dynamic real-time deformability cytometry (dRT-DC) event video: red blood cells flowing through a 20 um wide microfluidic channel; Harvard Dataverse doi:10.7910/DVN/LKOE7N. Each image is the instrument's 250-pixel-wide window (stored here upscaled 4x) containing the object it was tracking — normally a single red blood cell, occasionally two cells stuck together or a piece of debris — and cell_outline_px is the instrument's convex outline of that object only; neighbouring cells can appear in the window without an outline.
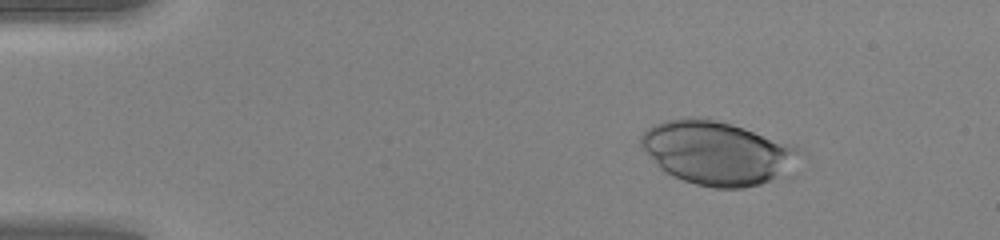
{"species": "human", "species_latin": "Homo sapiens", "temperature_condition": "warm", "stored_images_in_passage": 47, "camera_frame_rate_fps": 3000, "um_per_image_px": 0.085, "donor": {"sex": "female"}, "frame": {"image": 1, "passage_image": 6, "time_ms": 1.667, "image_size_px": [1000, 240], "cell_outline_px": [[808, 152], [776, 176], [760, 184], [744, 188], [712, 188], [696, 184], [672, 176], [664, 172], [660, 168], [640, 144], [640, 136], [648, 128], [656, 124], [668, 120], [684, 116], [700, 116], [732, 124], [804, 148]], "centroid_in_image_um": [60.96, 12.97], "position_along_channel_um": 24.0, "area_um2": 58.55}}
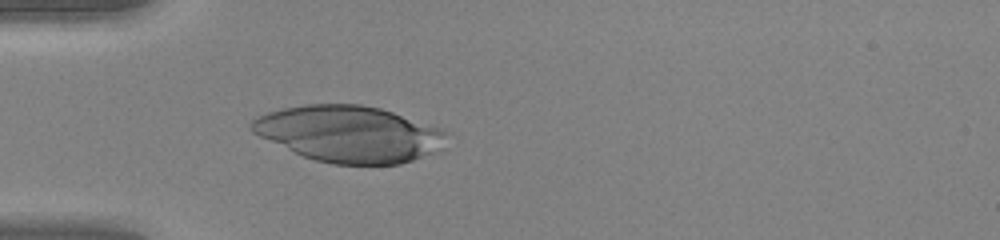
{"frame": {"image": 2, "passage_image": 14, "time_ms": 4.333, "image_size_px": [1000, 240], "cell_outline_px": [[448, 132], [432, 152], [412, 160], [400, 164], [332, 164], [316, 160], [304, 156], [260, 136], [252, 132], [248, 128], [248, 124], [256, 116], [268, 112], [284, 108], [308, 104], [360, 104], [380, 108], [440, 128]], "centroid_in_image_um": [29.59, 11.36], "position_along_channel_um": 55.4, "area_um2": 62.94}}
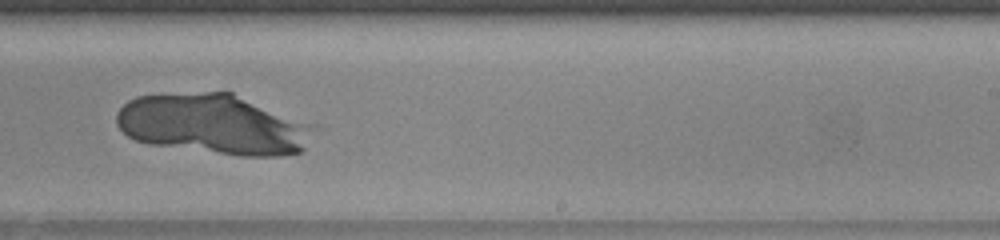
{"frame": {"image": 3, "passage_image": 30, "time_ms": 9.667, "image_size_px": [1000, 240], "cell_outline_px": [[304, 148], [300, 152], [280, 156], [240, 156], [148, 144], [136, 140], [128, 136], [116, 124], [116, 112], [128, 100], [136, 96], [160, 92], [232, 92], [292, 124]], "centroid_in_image_um": [17.64, 10.56], "position_along_channel_um": 271.4, "area_um2": 65.31}}